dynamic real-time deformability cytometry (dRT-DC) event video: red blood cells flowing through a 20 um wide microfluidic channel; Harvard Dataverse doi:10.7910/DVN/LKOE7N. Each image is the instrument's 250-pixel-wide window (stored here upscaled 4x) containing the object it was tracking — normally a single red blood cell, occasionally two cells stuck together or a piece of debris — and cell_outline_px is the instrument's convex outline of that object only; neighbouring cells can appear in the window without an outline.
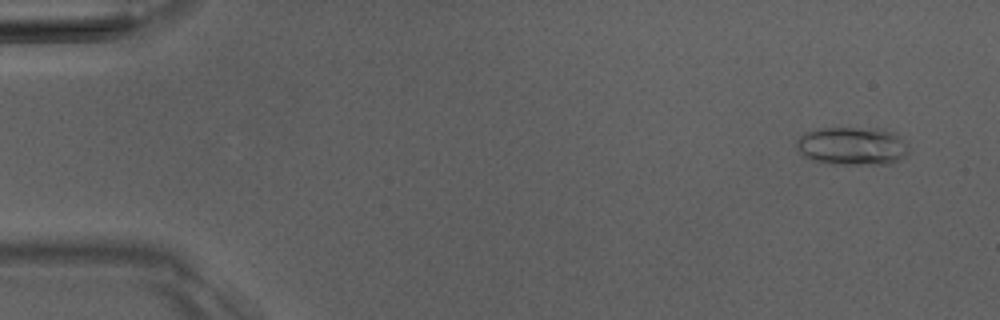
{"species": "Egyptian fruit bat (a non-hibernating species)", "species_latin": "Rousettus aegyptiacus", "temperature_condition": "room temperature", "stored_images_in_passage": 6, "camera_frame_rate_fps": 3000, "um_per_image_px": 0.085, "animal": {"sex": "male"}, "frame": {"image": 1, "passage_image": 1, "time_ms": 0.0, "image_size_px": [1000, 320], "cell_outline_px": [[908, 152], [904, 156], [892, 164], [832, 164], [812, 160], [804, 156], [796, 148], [796, 140], [800, 136], [816, 128], [876, 128], [892, 132], [904, 144]], "centroid_in_image_um": [72.37, 12.42], "position_along_channel_um": 12.6, "area_um2": 24.74}}
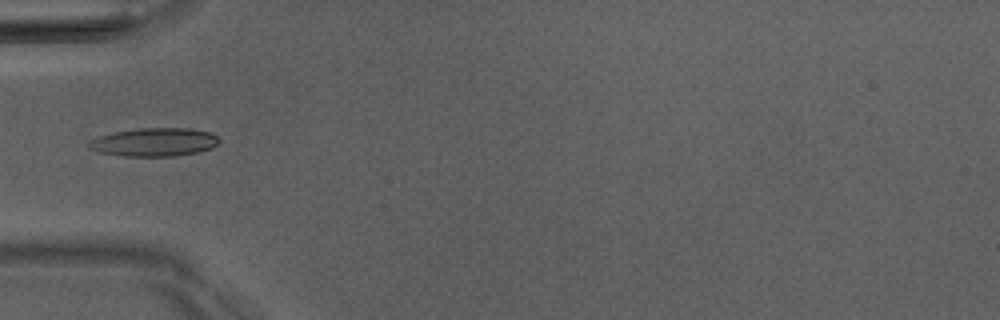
{"frame": {"image": 2, "passage_image": 5, "time_ms": 4.667, "image_size_px": [1000, 320], "cell_outline_px": [[220, 140], [212, 148], [200, 152], [172, 156], [124, 156], [96, 152], [88, 148], [84, 144], [88, 140], [112, 132], [140, 128], [192, 128], [212, 132]], "centroid_in_image_um": [13.07, 12.08], "position_along_channel_um": 71.9, "area_um2": 21.91}}